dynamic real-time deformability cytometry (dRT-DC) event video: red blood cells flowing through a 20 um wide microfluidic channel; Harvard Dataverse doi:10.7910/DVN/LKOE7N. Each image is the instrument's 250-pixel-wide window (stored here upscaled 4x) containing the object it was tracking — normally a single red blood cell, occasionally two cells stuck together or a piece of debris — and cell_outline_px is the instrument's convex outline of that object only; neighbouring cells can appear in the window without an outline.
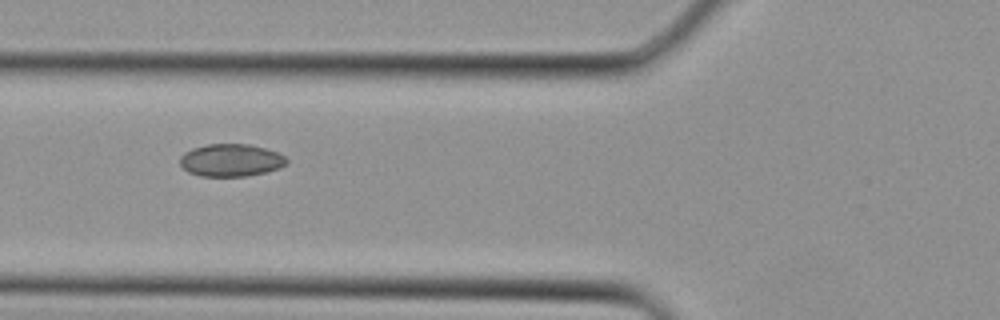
{"species": "Egyptian fruit bat (a non-hibernating species)", "species_latin": "Rousettus aegyptiacus", "temperature_condition": "cold", "stored_images_in_passage": 4, "camera_frame_rate_fps": 3000, "um_per_image_px": 0.085, "animal": {"sex": "female"}, "frame": {"image": 1, "passage_image": 4, "time_ms": 1.0, "image_size_px": [1000, 320], "cell_outline_px": [[288, 164], [280, 168], [248, 176], [200, 176], [188, 172], [180, 164], [180, 156], [184, 152], [192, 148], [208, 144], [248, 144], [264, 148], [276, 152], [284, 156], [288, 160]], "centroid_in_image_um": [19.62, 13.62], "position_along_channel_um": 106.2, "area_um2": 20.23}}